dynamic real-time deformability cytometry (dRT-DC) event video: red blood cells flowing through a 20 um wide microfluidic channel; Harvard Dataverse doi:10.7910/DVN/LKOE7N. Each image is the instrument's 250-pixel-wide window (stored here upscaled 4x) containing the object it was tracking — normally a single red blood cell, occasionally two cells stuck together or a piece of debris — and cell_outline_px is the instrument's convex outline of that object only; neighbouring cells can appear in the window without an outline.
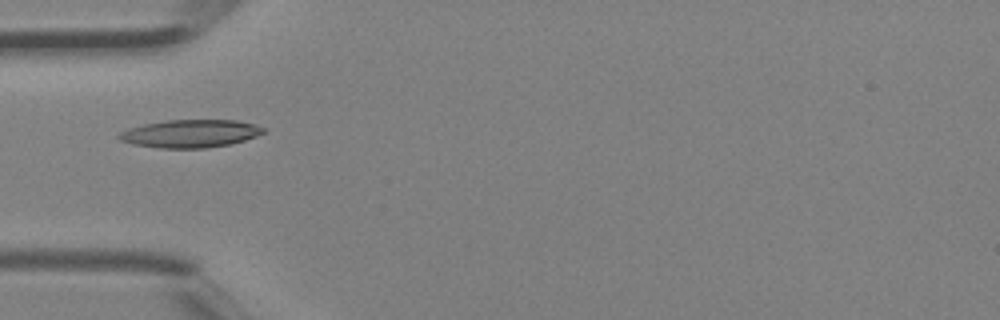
{"species": "Egyptian fruit bat (a non-hibernating species)", "species_latin": "Rousettus aegyptiacus", "temperature_condition": "room temperature", "stored_images_in_passage": 42, "camera_frame_rate_fps": 3000, "um_per_image_px": 0.085, "animal": {"sex": "female"}, "frame": {"image": 1, "passage_image": 14, "time_ms": 4.333, "image_size_px": [1000, 320], "cell_outline_px": [[268, 128], [264, 132], [256, 136], [244, 140], [228, 144], [204, 148], [160, 148], [132, 144], [120, 140], [116, 136], [120, 132], [128, 128], [144, 124], [168, 120], [236, 120], [256, 124]], "centroid_in_image_um": [16.18, 11.35], "position_along_channel_um": 68.8, "area_um2": 23.47}}
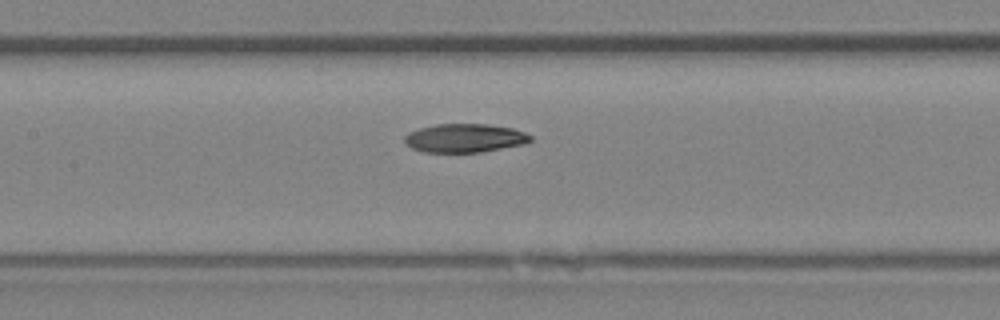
{"frame": {"image": 2, "passage_image": 20, "time_ms": 6.333, "image_size_px": [1000, 320], "cell_outline_px": [[532, 140], [524, 144], [480, 152], [424, 152], [412, 148], [404, 140], [404, 136], [408, 132], [420, 128], [436, 124], [488, 124], [512, 128], [524, 132], [532, 136]], "centroid_in_image_um": [39.5, 11.73], "position_along_channel_um": 167.9, "area_um2": 20.92}}
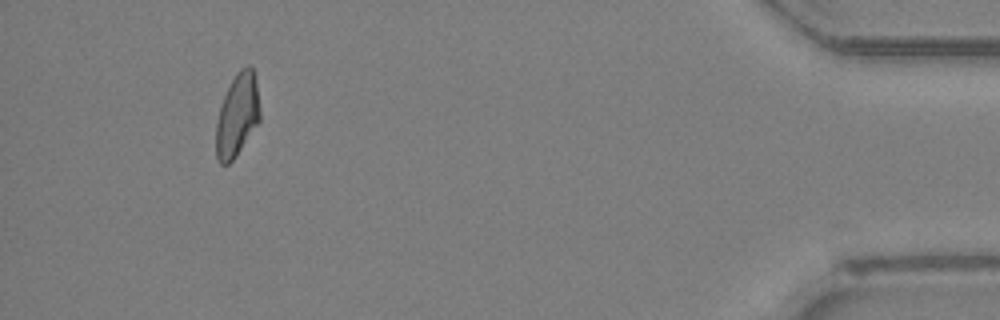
{"frame": {"image": 3, "passage_image": 39, "time_ms": 12.667, "image_size_px": [1000, 320], "cell_outline_px": [[260, 120], [236, 156], [228, 164], [220, 164], [216, 160], [216, 124], [220, 104], [236, 72], [240, 68], [248, 64], [252, 68], [256, 76], [260, 108]], "centroid_in_image_um": [20.17, 9.77], "position_along_channel_um": 415.0, "area_um2": 21.39}}